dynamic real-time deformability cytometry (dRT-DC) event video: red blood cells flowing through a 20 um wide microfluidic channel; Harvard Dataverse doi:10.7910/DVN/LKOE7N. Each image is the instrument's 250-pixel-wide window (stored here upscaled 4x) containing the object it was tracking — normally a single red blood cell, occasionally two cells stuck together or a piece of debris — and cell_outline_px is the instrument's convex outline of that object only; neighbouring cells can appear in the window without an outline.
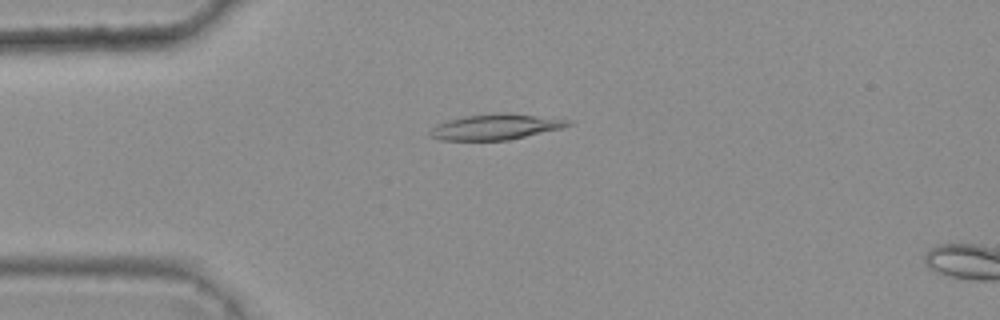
{"species": "common noctule bat (a hibernating species)", "species_latin": "Nyctalus noctula", "temperature_condition": "warm", "stored_images_in_passage": 3, "camera_frame_rate_fps": 3000, "um_per_image_px": 0.085, "animal": {"sex": "female", "body_mass_g": 25.1}, "frame": {"image": 1, "passage_image": 2, "time_ms": 0.333, "image_size_px": [1000, 320], "cell_outline_px": [[572, 124], [560, 128], [508, 140], [440, 140], [428, 136], [428, 132], [436, 124], [448, 120], [464, 116], [496, 112], [508, 112], [572, 120]], "centroid_in_image_um": [42.08, 10.77], "position_along_channel_um": 42.9, "area_um2": 20.69}}